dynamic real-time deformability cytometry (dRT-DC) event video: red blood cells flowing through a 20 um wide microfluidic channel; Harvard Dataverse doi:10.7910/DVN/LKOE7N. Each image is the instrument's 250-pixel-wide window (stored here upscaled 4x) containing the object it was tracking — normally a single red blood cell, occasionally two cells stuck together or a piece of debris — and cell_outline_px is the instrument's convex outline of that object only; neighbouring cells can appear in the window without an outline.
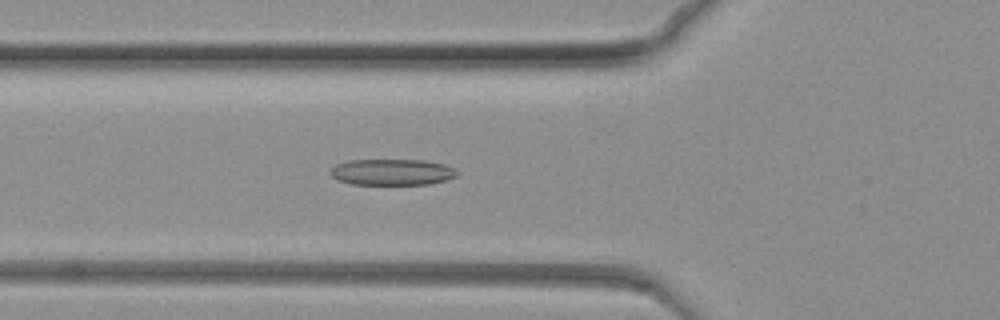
{"species": "common noctule bat (a hibernating species)", "species_latin": "Nyctalus noctula", "temperature_condition": "warm", "stored_images_in_passage": 68, "camera_frame_rate_fps": 3000, "um_per_image_px": 0.085, "animal": {"sex": "female", "body_mass_g": 19.3, "forearm_length_mm": 54.1}, "frame": {"image": 1, "passage_image": 15, "time_ms": 4.667, "image_size_px": [1000, 320], "cell_outline_px": [[460, 172], [456, 176], [448, 180], [432, 184], [352, 184], [336, 180], [328, 172], [336, 164], [348, 160], [424, 160], [444, 164], [456, 168]], "centroid_in_image_um": [33.36, 14.63], "position_along_channel_um": 92.4, "area_um2": 19.59}}
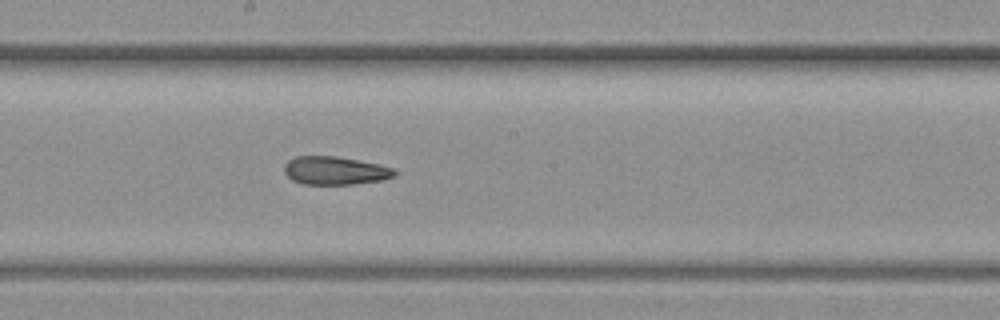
{"frame": {"image": 2, "passage_image": 30, "time_ms": 9.667, "image_size_px": [1000, 320], "cell_outline_px": [[396, 172], [392, 176], [380, 180], [352, 184], [304, 184], [292, 180], [284, 172], [284, 164], [288, 160], [296, 156], [336, 156], [380, 164], [396, 168]], "centroid_in_image_um": [28.46, 14.49], "position_along_channel_um": 219.7, "area_um2": 18.09}}
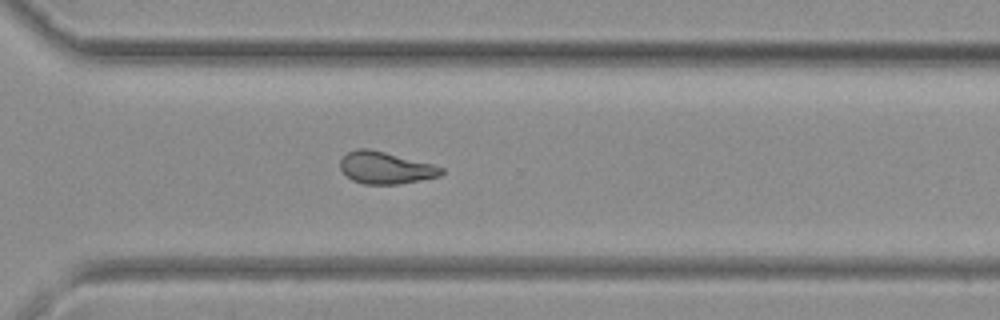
{"frame": {"image": 3, "passage_image": 44, "time_ms": 14.333, "image_size_px": [1000, 320], "cell_outline_px": [[444, 172], [440, 176], [420, 180], [396, 184], [364, 184], [352, 180], [340, 168], [340, 160], [348, 152], [356, 148], [368, 148], [432, 164], [444, 168]], "centroid_in_image_um": [32.76, 14.26], "position_along_channel_um": 337.8, "area_um2": 18.67}}